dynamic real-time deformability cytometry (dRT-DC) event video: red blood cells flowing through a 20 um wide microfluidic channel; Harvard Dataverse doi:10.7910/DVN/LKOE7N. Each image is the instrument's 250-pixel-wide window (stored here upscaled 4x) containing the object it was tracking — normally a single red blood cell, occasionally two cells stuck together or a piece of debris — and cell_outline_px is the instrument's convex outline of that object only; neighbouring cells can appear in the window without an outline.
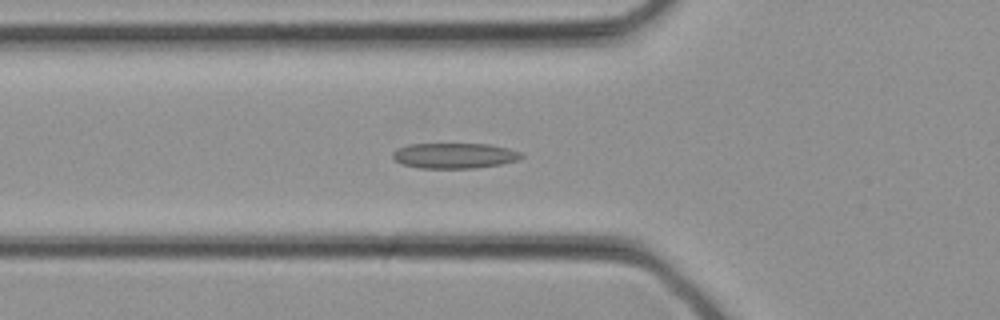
{"species": "common noctule bat (a hibernating species)", "species_latin": "Nyctalus noctula", "temperature_condition": "cold", "stored_images_in_passage": 34, "camera_frame_rate_fps": 3000, "um_per_image_px": 0.085, "animal": {"sex": "female", "body_mass_g": 21.9}, "frame": {"image": 1, "passage_image": 12, "time_ms": 3.667, "image_size_px": [1000, 320], "cell_outline_px": [[524, 156], [520, 160], [500, 164], [472, 168], [420, 168], [400, 164], [392, 156], [392, 152], [396, 148], [408, 144], [492, 144], [508, 148], [520, 152]], "centroid_in_image_um": [38.61, 13.22], "position_along_channel_um": 87.2, "area_um2": 19.19}}
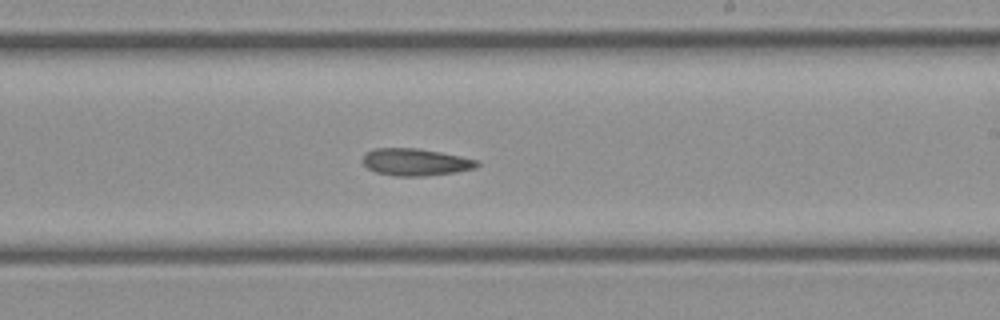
{"frame": {"image": 2, "passage_image": 20, "time_ms": 6.333, "image_size_px": [1000, 320], "cell_outline_px": [[480, 164], [476, 168], [456, 172], [424, 176], [396, 176], [376, 172], [368, 168], [364, 164], [364, 152], [372, 148], [416, 148], [440, 152], [480, 160]], "centroid_in_image_um": [35.34, 13.77], "position_along_channel_um": 253.7, "area_um2": 18.15}}
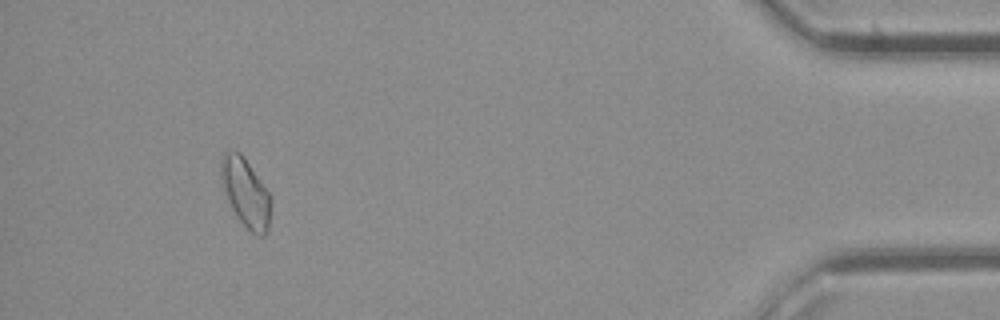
{"frame": {"image": 3, "passage_image": 31, "time_ms": 10.0, "image_size_px": [1000, 320], "cell_outline_px": [[272, 204], [268, 232], [264, 236], [256, 236], [240, 220], [232, 208], [224, 188], [220, 176], [220, 156], [228, 148], [240, 152], [244, 156], [268, 192], [272, 200]], "centroid_in_image_um": [20.89, 16.34], "position_along_channel_um": 414.3, "area_um2": 20.06}}